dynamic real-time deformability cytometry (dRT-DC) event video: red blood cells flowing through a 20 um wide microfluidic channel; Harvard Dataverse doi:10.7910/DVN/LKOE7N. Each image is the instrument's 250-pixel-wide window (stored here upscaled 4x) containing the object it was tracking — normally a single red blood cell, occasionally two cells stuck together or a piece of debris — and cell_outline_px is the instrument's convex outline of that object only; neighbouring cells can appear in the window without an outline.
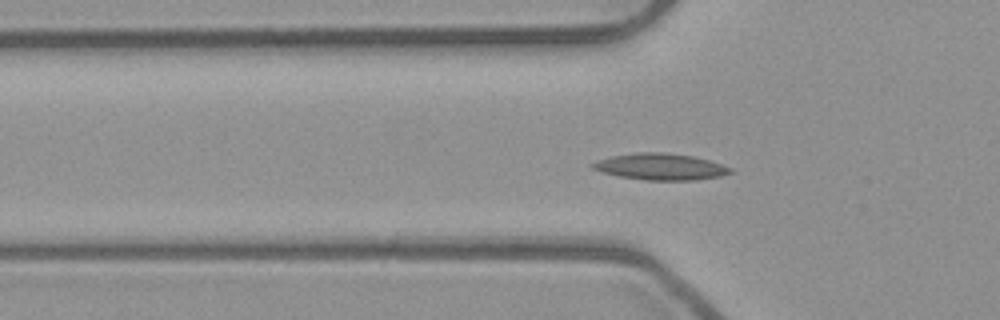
{"species": "common noctule bat (a hibernating species)", "species_latin": "Nyctalus noctula", "temperature_condition": "room temperature", "stored_images_in_passage": 54, "camera_frame_rate_fps": 3000, "um_per_image_px": 0.085, "animal": {"sex": "male", "body_mass_g": 23.1, "forearm_length_mm": 52.7}, "frame": {"image": 1, "passage_image": 18, "time_ms": 5.667, "image_size_px": [1000, 320], "cell_outline_px": [[732, 172], [720, 176], [696, 180], [644, 180], [620, 176], [604, 172], [592, 168], [588, 164], [596, 160], [612, 156], [636, 152], [664, 152], [692, 156], [708, 160], [732, 168]], "centroid_in_image_um": [56.11, 14.16], "position_along_channel_um": 69.7, "area_um2": 21.15}}
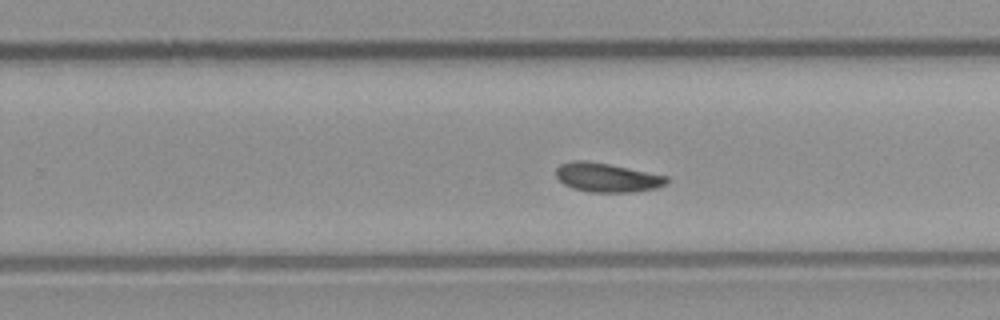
{"frame": {"image": 2, "passage_image": 34, "time_ms": 11.0, "image_size_px": [1000, 320], "cell_outline_px": [[668, 184], [656, 188], [636, 192], [588, 192], [572, 188], [564, 184], [556, 176], [556, 168], [560, 164], [572, 160], [584, 160], [608, 164], [668, 176]], "centroid_in_image_um": [51.59, 15.09], "position_along_channel_um": 278.2, "area_um2": 18.79}}
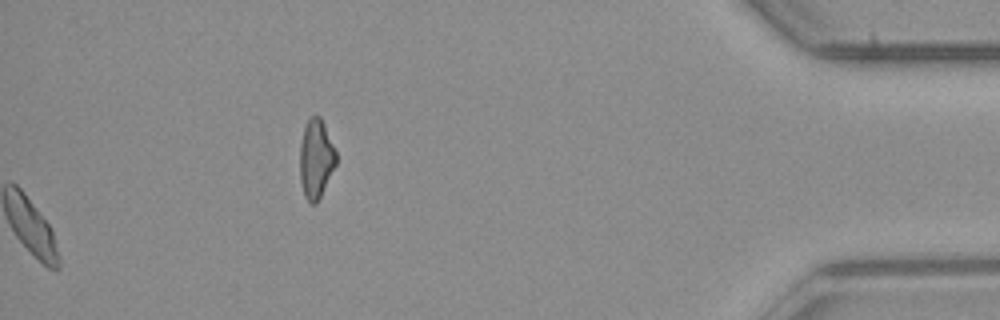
{"frame": {"image": 3, "passage_image": 54, "time_ms": 17.667, "image_size_px": [1000, 320], "cell_outline_px": [[336, 164], [316, 204], [312, 204], [304, 196], [300, 180], [300, 144], [304, 128], [308, 120], [312, 116], [320, 116], [324, 124], [336, 152]], "centroid_in_image_um": [26.85, 13.5], "position_along_channel_um": 408.4, "area_um2": 16.42}, "authors_computed_cell_mechanics": {"area_um2": 18.5249, "velocity_mm_per_s": 3.8995, "shape_relaxation_time_tau1_ms": null, "shape_relaxation_time_tau2_ms": 4.5088, "deformation_change_tau1": null, "deformation_change_tau2": 0.0991}}